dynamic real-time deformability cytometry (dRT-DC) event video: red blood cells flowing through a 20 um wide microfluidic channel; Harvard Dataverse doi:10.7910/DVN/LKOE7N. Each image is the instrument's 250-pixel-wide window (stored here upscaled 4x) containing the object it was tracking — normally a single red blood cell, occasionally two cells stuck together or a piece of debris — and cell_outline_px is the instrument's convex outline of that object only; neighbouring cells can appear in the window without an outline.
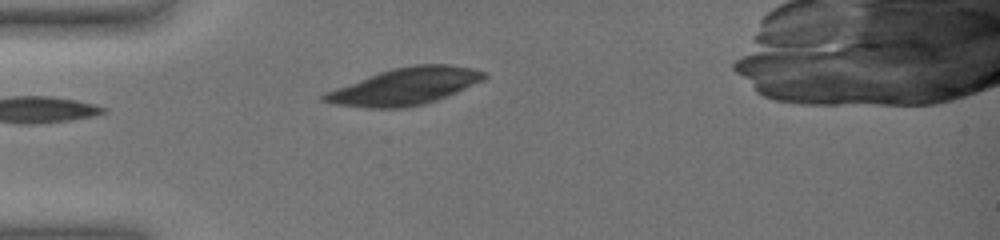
{"species": "common noctule bat (a hibernating species)", "species_latin": "Nyctalus noctula", "temperature_condition": "warm", "stored_images_in_passage": 25, "camera_frame_rate_fps": 3000, "um_per_image_px": 0.085, "animal": {"sex": "female", "body_mass_g": 19.0, "forearm_length_mm": 51.5}, "frame": {"image": 1, "passage_image": 1, "time_ms": 0.0, "image_size_px": [1000, 240], "cell_outline_px": [[488, 76], [484, 80], [456, 92], [436, 100], [420, 104], [400, 108], [368, 108], [340, 104], [320, 100], [320, 96], [324, 92], [368, 76], [392, 68], [412, 64], [448, 64], [472, 68], [488, 72]], "centroid_in_image_um": [34.45, 7.32], "position_along_channel_um": 50.6, "area_um2": 34.16}}